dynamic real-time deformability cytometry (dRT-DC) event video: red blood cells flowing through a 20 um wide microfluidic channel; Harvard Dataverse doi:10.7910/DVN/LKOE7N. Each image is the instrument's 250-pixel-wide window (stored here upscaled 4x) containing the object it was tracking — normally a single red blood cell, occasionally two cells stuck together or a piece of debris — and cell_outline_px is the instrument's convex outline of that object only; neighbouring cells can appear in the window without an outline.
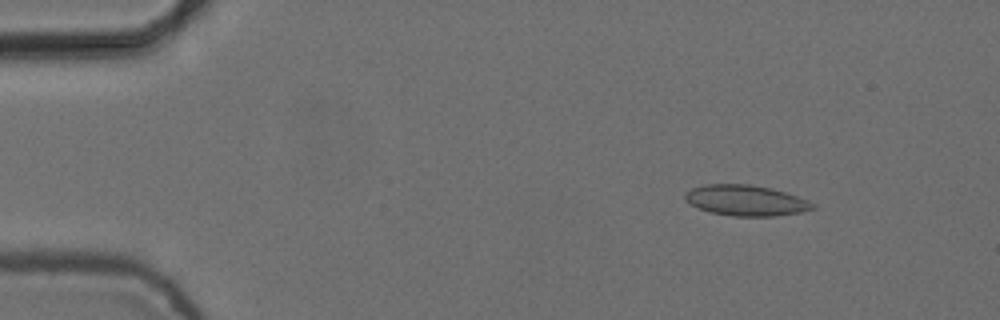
{"species": "common noctule bat (a hibernating species)", "species_latin": "Nyctalus noctula", "temperature_condition": "cold", "stored_images_in_passage": 4, "camera_frame_rate_fps": 3000, "um_per_image_px": 0.085, "animal": {"sex": "female", "body_mass_g": 24.6, "forearm_length_mm": 56.2}, "frame": {"image": 1, "passage_image": 1, "time_ms": 0.0, "image_size_px": [1000, 320], "cell_outline_px": [[816, 208], [800, 212], [776, 216], [732, 216], [708, 212], [692, 204], [684, 196], [692, 188], [704, 184], [748, 184], [772, 188], [808, 200], [816, 204]], "centroid_in_image_um": [63.44, 17.04], "position_along_channel_um": 21.6, "area_um2": 22.66}}
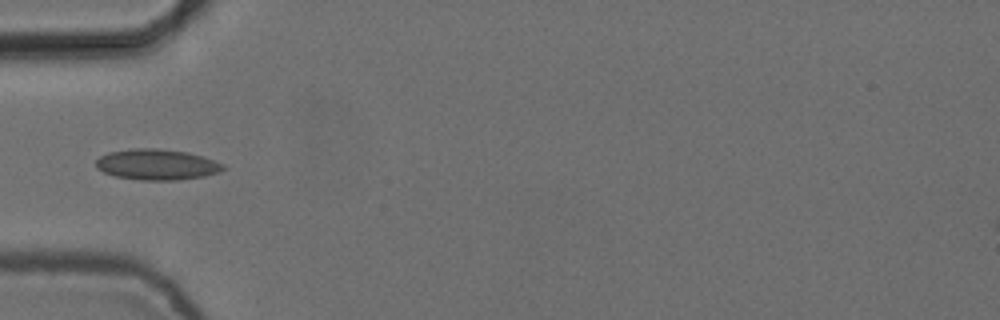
{"frame": {"image": 2, "passage_image": 4, "time_ms": 1.0, "image_size_px": [1000, 320], "cell_outline_px": [[228, 168], [220, 172], [204, 176], [176, 180], [140, 180], [116, 176], [104, 172], [96, 168], [96, 160], [100, 156], [108, 152], [132, 148], [156, 148], [188, 152], [204, 156], [224, 164]], "centroid_in_image_um": [13.36, 13.98], "position_along_channel_um": 71.6, "area_um2": 23.0}}